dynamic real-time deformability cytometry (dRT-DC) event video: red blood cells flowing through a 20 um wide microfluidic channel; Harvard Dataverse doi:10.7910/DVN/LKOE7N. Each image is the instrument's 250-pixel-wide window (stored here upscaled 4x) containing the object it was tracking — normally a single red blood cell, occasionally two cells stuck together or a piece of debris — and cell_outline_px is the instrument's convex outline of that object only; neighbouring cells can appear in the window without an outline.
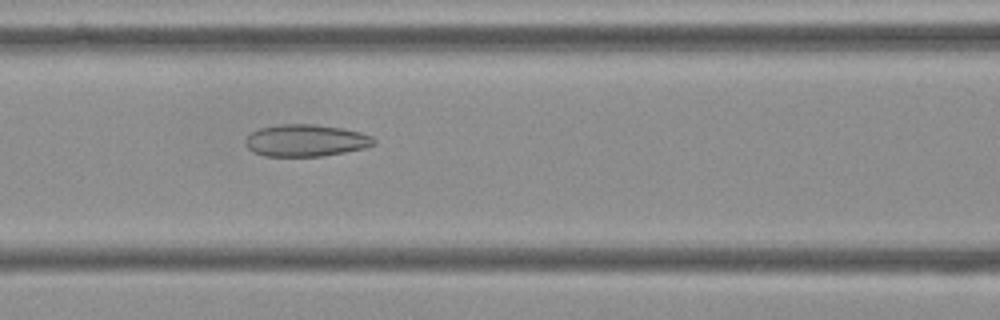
{"species": "Egyptian fruit bat (a non-hibernating species)", "species_latin": "Rousettus aegyptiacus", "temperature_condition": "cold", "stored_images_in_passage": 51, "camera_frame_rate_fps": 3000, "um_per_image_px": 0.085, "frame": {"image": 1, "passage_image": 23, "time_ms": 7.333, "image_size_px": [1000, 320], "cell_outline_px": [[376, 144], [364, 148], [324, 156], [264, 156], [252, 152], [244, 144], [244, 140], [252, 132], [260, 128], [276, 124], [316, 124], [344, 128], [360, 132], [372, 136], [376, 140]], "centroid_in_image_um": [25.99, 11.93], "position_along_channel_um": 140.6, "area_um2": 24.22}}
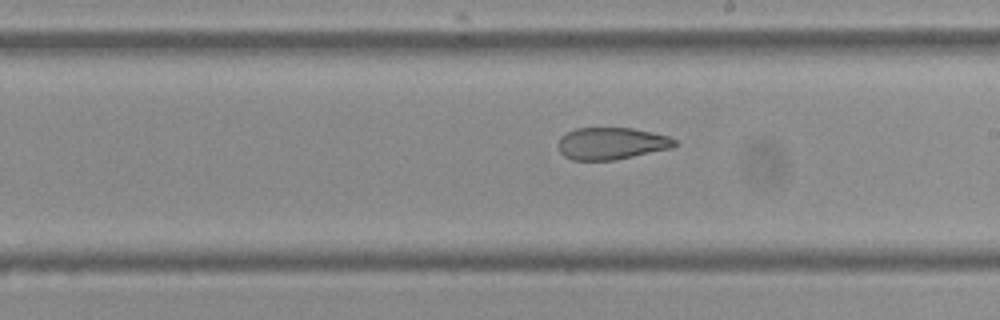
{"frame": {"image": 2, "passage_image": 31, "time_ms": 10.0, "image_size_px": [1000, 320], "cell_outline_px": [[680, 144], [672, 148], [616, 160], [572, 160], [564, 156], [560, 152], [560, 136], [576, 128], [632, 128], [652, 132], [668, 136], [676, 140]], "centroid_in_image_um": [52.02, 12.2], "position_along_channel_um": 237.0, "area_um2": 21.79}}
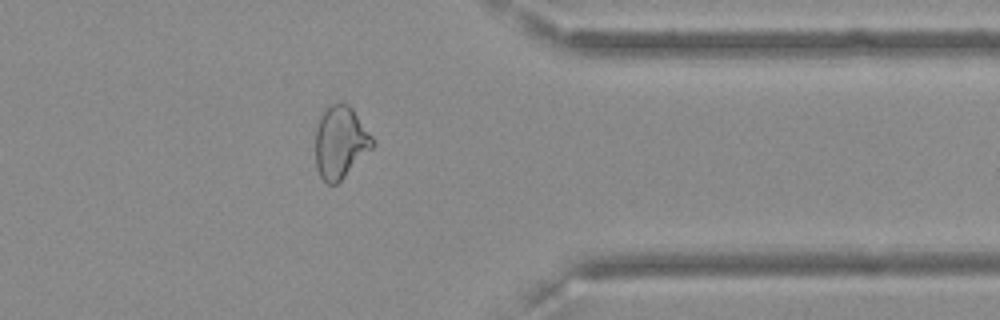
{"frame": {"image": 3, "passage_image": 44, "time_ms": 14.333, "image_size_px": [1000, 320], "cell_outline_px": [[376, 144], [336, 184], [328, 184], [320, 176], [316, 168], [316, 128], [320, 116], [324, 108], [332, 104], [348, 104], [352, 108], [376, 140]], "centroid_in_image_um": [28.94, 12.07], "position_along_channel_um": 382.5, "area_um2": 23.93}, "authors_computed_cell_mechanics": {"area_um2": 25.0852, "velocity_mm_per_s": 3.6184, "shape_relaxation_time_tau1_ms": null, "shape_relaxation_time_tau2_ms": 3.1612, "deformation_change_tau1": null, "deformation_change_tau2": 0.0929}}